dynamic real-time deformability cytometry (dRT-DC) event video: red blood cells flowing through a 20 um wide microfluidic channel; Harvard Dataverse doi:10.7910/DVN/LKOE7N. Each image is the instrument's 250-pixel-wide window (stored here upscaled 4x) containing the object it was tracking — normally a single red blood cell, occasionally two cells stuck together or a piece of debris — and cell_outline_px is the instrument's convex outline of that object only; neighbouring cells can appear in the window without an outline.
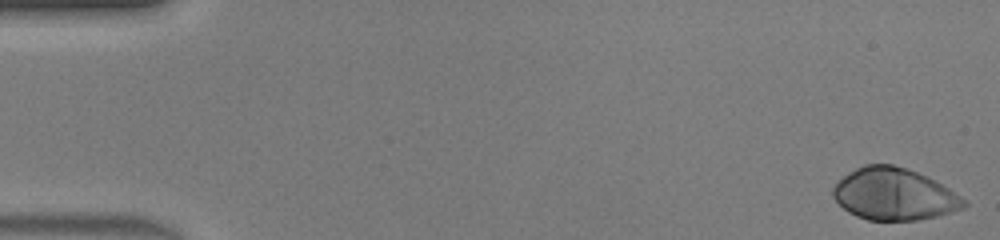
{"species": "human", "species_latin": "Homo sapiens", "temperature_condition": "warm", "stored_images_in_passage": 46, "camera_frame_rate_fps": 3000, "um_per_image_px": 0.085, "donor": {"sex": "male"}, "frame": {"image": 1, "passage_image": 1, "time_ms": 0.0, "image_size_px": [1000, 240], "cell_outline_px": [[968, 204], [964, 208], [936, 216], [916, 220], [868, 220], [856, 216], [848, 212], [832, 196], [832, 188], [848, 172], [864, 164], [892, 164], [916, 172], [948, 188], [960, 196]], "centroid_in_image_um": [75.96, 16.51], "position_along_channel_um": 9.0, "area_um2": 39.13}}
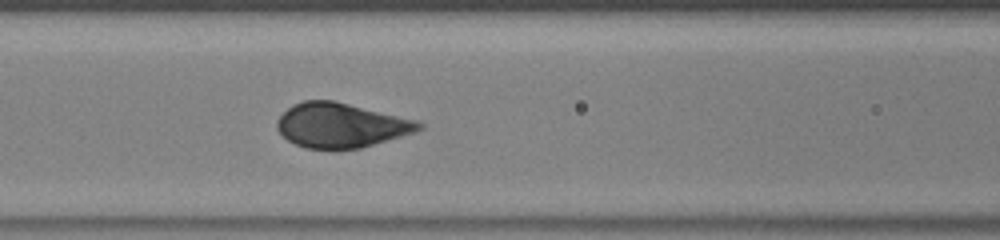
{"frame": {"image": 2, "passage_image": 20, "time_ms": 6.333, "image_size_px": [1000, 240], "cell_outline_px": [[424, 128], [416, 132], [360, 148], [304, 148], [288, 140], [276, 128], [276, 120], [292, 104], [304, 100], [332, 100], [420, 120], [424, 124]], "centroid_in_image_um": [29.02, 10.63], "position_along_channel_um": 137.6, "area_um2": 36.82}}
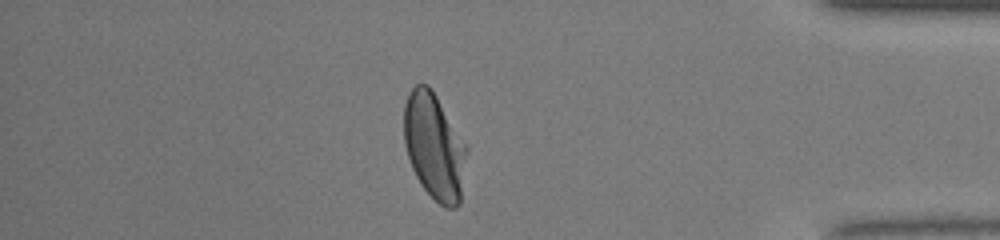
{"frame": {"image": 3, "passage_image": 40, "time_ms": 13.0, "image_size_px": [1000, 240], "cell_outline_px": [[468, 152], [460, 204], [456, 208], [444, 208], [420, 184], [412, 168], [404, 144], [404, 104], [408, 92], [416, 84], [428, 84], [436, 96], [468, 148]], "centroid_in_image_um": [36.92, 12.47], "position_along_channel_um": 398.3, "area_um2": 38.84}, "authors_computed_cell_mechanics": {"area_um2": 38.6393, "velocity_mm_per_s": 4.4216, "shape_relaxation_time_tau1_ms": 2.094, "shape_relaxation_time_tau2_ms": null, "deformation_change_tau1": 0.1634, "deformation_change_tau2": null}}